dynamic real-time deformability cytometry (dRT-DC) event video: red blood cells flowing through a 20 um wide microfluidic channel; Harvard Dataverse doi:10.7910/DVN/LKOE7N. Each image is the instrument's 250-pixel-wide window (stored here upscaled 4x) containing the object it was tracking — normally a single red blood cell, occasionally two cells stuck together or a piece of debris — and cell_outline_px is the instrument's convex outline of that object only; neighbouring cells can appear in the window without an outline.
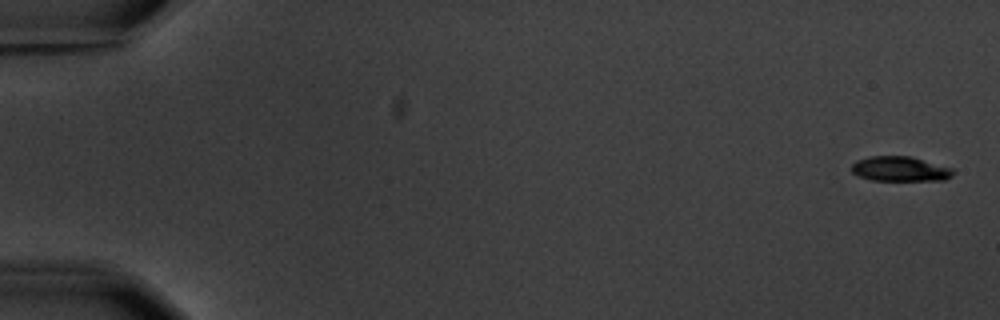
{"species": "common noctule bat (a hibernating species)", "species_latin": "Nyctalus noctula", "temperature_condition": "warm", "stored_images_in_passage": 5, "camera_frame_rate_fps": 3000, "um_per_image_px": 0.085, "animal": {"sex": "male", "body_mass_g": 20.1, "forearm_length_mm": 53.5}, "frame": {"image": 1, "passage_image": 1, "time_ms": 0.0, "image_size_px": [1000, 320], "cell_outline_px": [[956, 172], [952, 176], [944, 180], [872, 180], [860, 176], [852, 172], [852, 164], [856, 160], [872, 156], [912, 156], [956, 168]], "centroid_in_image_um": [76.6, 14.35], "position_along_channel_um": 8.4, "area_um2": 14.91}}
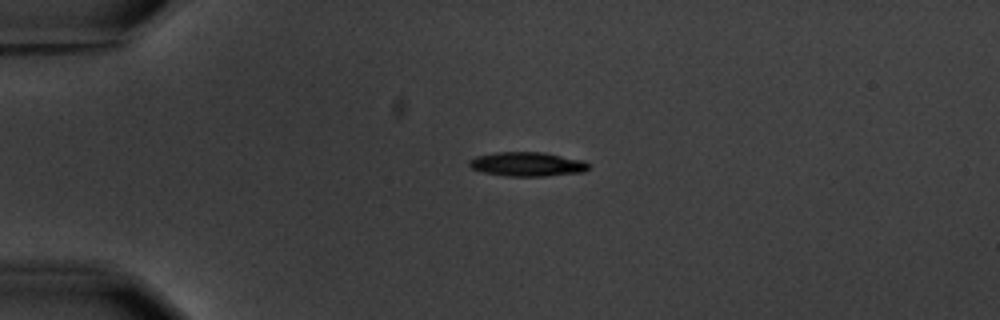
{"frame": {"image": 2, "passage_image": 4, "time_ms": 4.333, "image_size_px": [1000, 320], "cell_outline_px": [[588, 168], [584, 172], [544, 176], [508, 176], [484, 172], [472, 168], [468, 164], [468, 160], [476, 156], [496, 152], [544, 152], [584, 160], [588, 164]], "centroid_in_image_um": [44.82, 13.94], "position_along_channel_um": 40.2, "area_um2": 16.82}}